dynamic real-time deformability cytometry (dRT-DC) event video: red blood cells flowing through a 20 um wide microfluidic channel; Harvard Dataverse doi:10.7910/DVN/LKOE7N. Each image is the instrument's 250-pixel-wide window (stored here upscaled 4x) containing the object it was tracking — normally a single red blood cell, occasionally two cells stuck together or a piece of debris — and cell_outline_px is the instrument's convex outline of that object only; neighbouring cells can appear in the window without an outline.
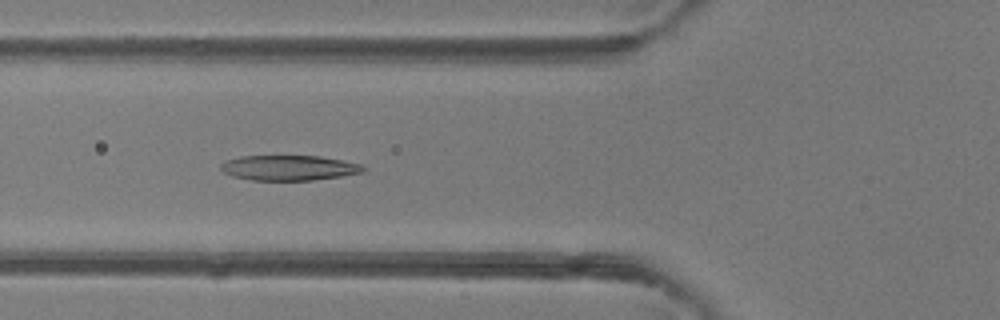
{"species": "common noctule bat (a hibernating species)", "species_latin": "Nyctalus noctula", "temperature_condition": "room temperature", "stored_images_in_passage": 50, "camera_frame_rate_fps": 3000, "um_per_image_px": 0.085, "animal": {"sex": "female"}, "frame": {"image": 1, "passage_image": 18, "time_ms": 5.667, "image_size_px": [1000, 320], "cell_outline_px": [[368, 168], [364, 172], [340, 176], [312, 180], [252, 180], [232, 176], [224, 172], [220, 168], [220, 164], [228, 160], [240, 156], [320, 156], [360, 164]], "centroid_in_image_um": [24.56, 14.26], "position_along_channel_um": 101.2, "area_um2": 20.75}}
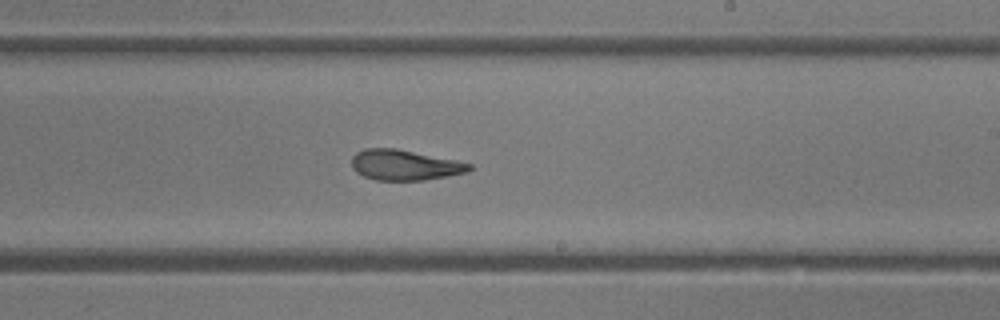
{"frame": {"image": 2, "passage_image": 29, "time_ms": 9.333, "image_size_px": [1000, 320], "cell_outline_px": [[472, 168], [468, 172], [448, 176], [424, 180], [376, 180], [364, 176], [356, 172], [352, 168], [352, 156], [356, 152], [364, 148], [396, 148], [456, 160], [472, 164]], "centroid_in_image_um": [34.39, 14.02], "position_along_channel_um": 254.6, "area_um2": 20.92}}
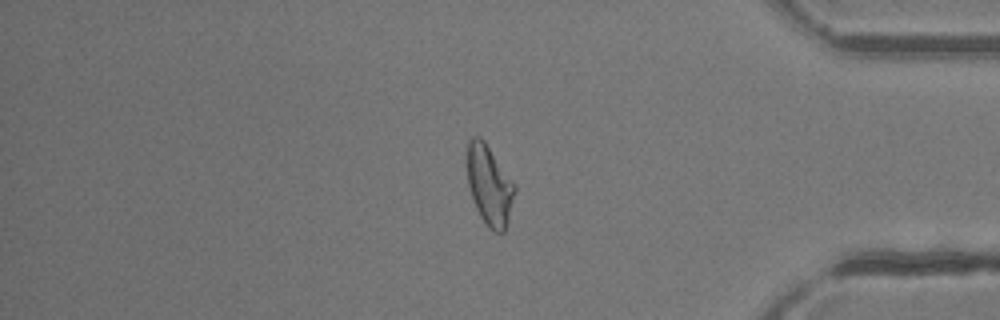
{"frame": {"image": 3, "passage_image": 41, "time_ms": 13.333, "image_size_px": [1000, 320], "cell_outline_px": [[516, 192], [508, 220], [504, 232], [496, 232], [488, 228], [480, 216], [476, 208], [468, 188], [468, 140], [472, 136], [480, 136], [484, 140], [516, 184]], "centroid_in_image_um": [41.62, 15.74], "position_along_channel_um": 393.6, "area_um2": 22.25}, "authors_computed_cell_mechanics": {"area_um2": 22.5998, "velocity_mm_per_s": 4.1677, "shape_relaxation_time_tau1_ms": 4.0737, "shape_relaxation_time_tau2_ms": 1.9738, "deformation_change_tau1": 0.1721, "deformation_change_tau2": 0.1096}}